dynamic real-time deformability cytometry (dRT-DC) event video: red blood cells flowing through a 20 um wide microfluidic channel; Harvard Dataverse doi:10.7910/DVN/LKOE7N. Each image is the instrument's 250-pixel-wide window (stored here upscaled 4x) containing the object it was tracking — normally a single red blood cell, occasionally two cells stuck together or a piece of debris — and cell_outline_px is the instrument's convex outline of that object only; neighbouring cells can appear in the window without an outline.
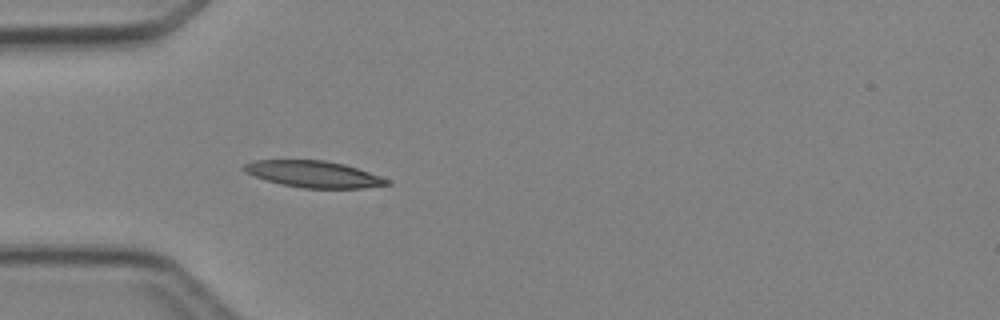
{"species": "Egyptian fruit bat (a non-hibernating species)", "species_latin": "Rousettus aegyptiacus", "temperature_condition": "cold", "stored_images_in_passage": 4, "camera_frame_rate_fps": 3000, "um_per_image_px": 0.085, "animal": {"sex": "female"}, "frame": {"image": 1, "passage_image": 4, "time_ms": 3.667, "image_size_px": [1000, 320], "cell_outline_px": [[392, 184], [364, 188], [304, 188], [280, 184], [264, 180], [244, 172], [240, 168], [244, 164], [256, 160], [324, 160], [344, 164], [392, 180]], "centroid_in_image_um": [26.64, 14.81], "position_along_channel_um": 58.4, "area_um2": 22.25}}